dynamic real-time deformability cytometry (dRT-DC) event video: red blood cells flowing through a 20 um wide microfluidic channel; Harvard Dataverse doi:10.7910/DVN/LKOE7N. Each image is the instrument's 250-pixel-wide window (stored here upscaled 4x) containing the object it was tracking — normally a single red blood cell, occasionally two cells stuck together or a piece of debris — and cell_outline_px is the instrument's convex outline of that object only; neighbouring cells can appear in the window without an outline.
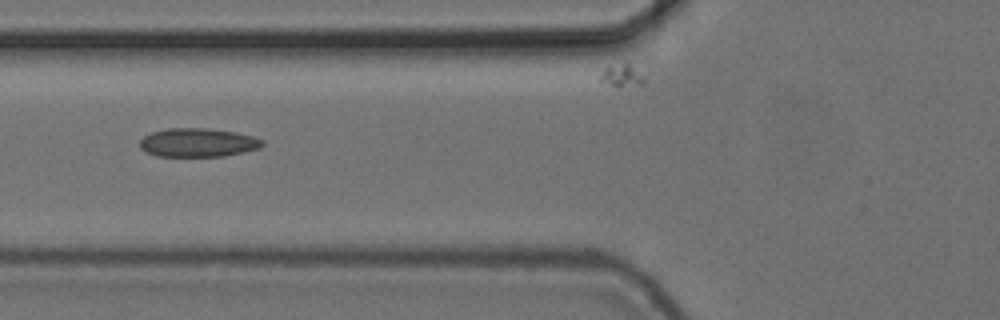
{"species": "common noctule bat (a hibernating species)", "species_latin": "Nyctalus noctula", "temperature_condition": "cold", "stored_images_in_passage": 36, "camera_frame_rate_fps": 3000, "um_per_image_px": 0.085, "animal": {"sex": "female", "body_mass_g": 24.6, "forearm_length_mm": 56.2}, "frame": {"image": 1, "passage_image": 2, "time_ms": 0.333, "image_size_px": [1000, 320], "cell_outline_px": [[264, 144], [260, 148], [224, 156], [156, 156], [144, 152], [140, 148], [140, 140], [144, 136], [152, 132], [168, 128], [204, 128], [236, 132], [252, 136], [264, 140]], "centroid_in_image_um": [16.8, 12.12], "position_along_channel_um": 109.0, "area_um2": 20.52}}
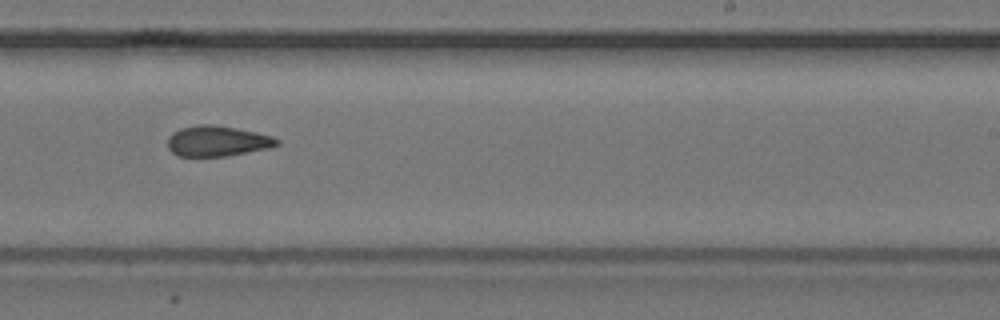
{"frame": {"image": 2, "passage_image": 15, "time_ms": 4.667, "image_size_px": [1000, 320], "cell_outline_px": [[280, 144], [268, 148], [224, 156], [176, 156], [168, 148], [168, 136], [172, 132], [180, 128], [200, 124], [216, 124], [256, 132], [272, 136], [280, 140]], "centroid_in_image_um": [18.45, 11.98], "position_along_channel_um": 270.6, "area_um2": 19.48}}
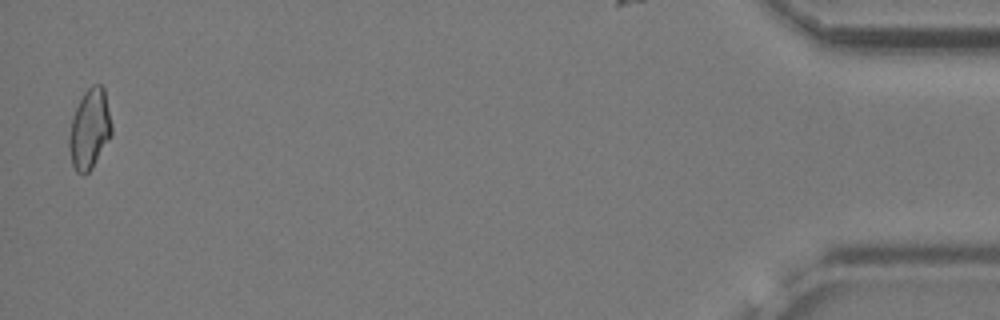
{"frame": {"image": 3, "passage_image": 35, "time_ms": 11.333, "image_size_px": [1000, 320], "cell_outline_px": [[112, 136], [92, 168], [84, 176], [76, 172], [72, 164], [68, 148], [68, 136], [72, 116], [84, 92], [92, 84], [100, 84], [104, 88], [112, 124]], "centroid_in_image_um": [7.61, 11.0], "position_along_channel_um": 427.6, "area_um2": 20.11}, "authors_computed_cell_mechanics": {"area_um2": 19.5364, "velocity_mm_per_s": 3.7215, "shape_relaxation_time_tau1_ms": null, "shape_relaxation_time_tau2_ms": 3.1196, "deformation_change_tau1": null, "deformation_change_tau2": 0.0703}}